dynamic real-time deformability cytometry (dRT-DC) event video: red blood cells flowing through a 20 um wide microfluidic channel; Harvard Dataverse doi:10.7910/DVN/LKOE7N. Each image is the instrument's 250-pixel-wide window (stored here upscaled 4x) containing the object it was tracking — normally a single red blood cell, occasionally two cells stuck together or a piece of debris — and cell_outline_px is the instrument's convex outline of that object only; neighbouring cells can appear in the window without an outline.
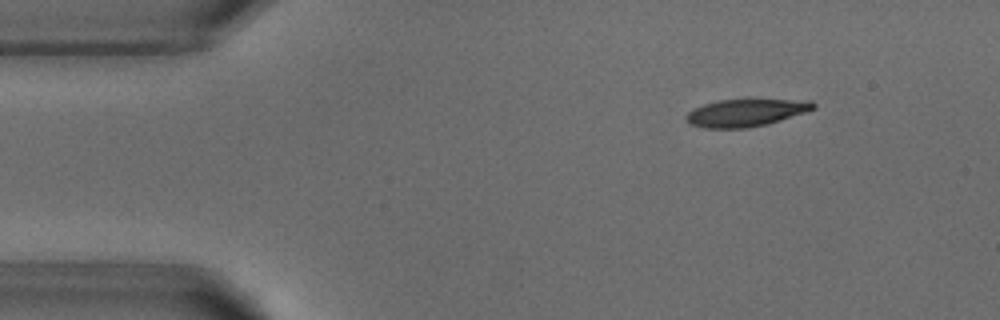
{"species": "common noctule bat (a hibernating species)", "species_latin": "Nyctalus noctula", "temperature_condition": "warm", "stored_images_in_passage": 46, "camera_frame_rate_fps": 3000, "um_per_image_px": 0.085, "animal": {"sex": "male", "body_mass_g": 18.8}, "frame": {"image": 1, "passage_image": 1, "time_ms": 0.0, "image_size_px": [1000, 320], "cell_outline_px": [[816, 108], [780, 120], [748, 128], [704, 128], [688, 124], [684, 120], [684, 116], [692, 108], [704, 104], [720, 100], [812, 100], [816, 104]], "centroid_in_image_um": [63.32, 9.59], "position_along_channel_um": 21.7, "area_um2": 20.23}}
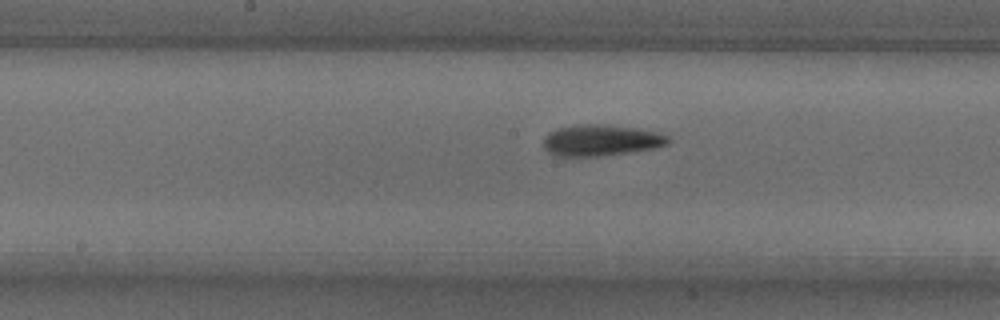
{"frame": {"image": 2, "passage_image": 20, "time_ms": 6.333, "image_size_px": [1000, 320], "cell_outline_px": [[668, 144], [652, 148], [628, 152], [596, 156], [556, 156], [548, 152], [544, 148], [544, 136], [548, 132], [560, 128], [580, 124], [600, 124], [632, 128], [660, 132], [668, 136]], "centroid_in_image_um": [51.04, 11.92], "position_along_channel_um": 197.2, "area_um2": 22.37}}
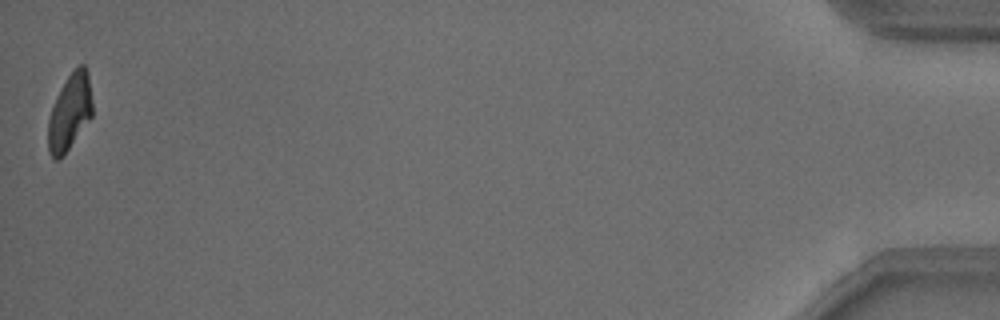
{"frame": {"image": 3, "passage_image": 46, "time_ms": 15.0, "image_size_px": [1000, 320], "cell_outline_px": [[92, 116], [68, 148], [56, 160], [48, 152], [48, 120], [56, 96], [60, 88], [68, 76], [80, 64], [84, 64], [88, 72], [92, 100]], "centroid_in_image_um": [5.93, 9.48], "position_along_channel_um": 429.3, "area_um2": 19.25}, "authors_computed_cell_mechanics": {"area_um2": 21.6172, "velocity_mm_per_s": 3.8329, "shape_relaxation_time_tau1_ms": 3.9523, "shape_relaxation_time_tau2_ms": 5.8745, "deformation_change_tau1": 0.1693, "deformation_change_tau2": 0.1592}}